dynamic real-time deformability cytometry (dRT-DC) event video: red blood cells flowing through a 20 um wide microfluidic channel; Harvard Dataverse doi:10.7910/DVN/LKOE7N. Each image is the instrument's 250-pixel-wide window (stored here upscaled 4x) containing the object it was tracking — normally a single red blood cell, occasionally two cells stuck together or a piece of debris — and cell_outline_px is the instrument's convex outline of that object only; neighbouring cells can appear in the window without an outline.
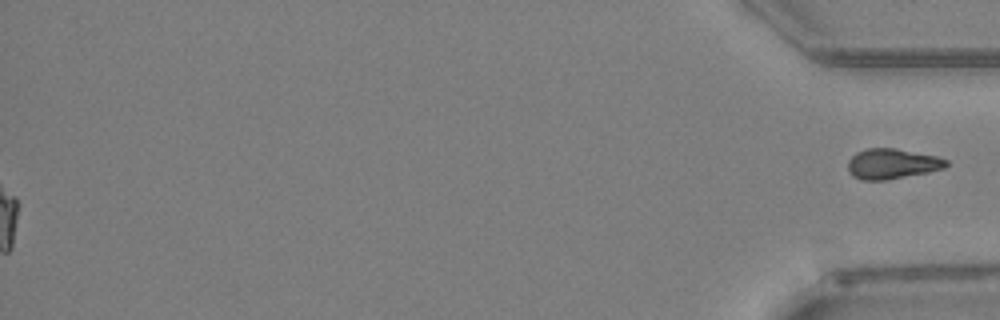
{"species": "Egyptian fruit bat (a non-hibernating species)", "species_latin": "Rousettus aegyptiacus", "temperature_condition": "warm", "stored_images_in_passage": 40, "segment_of_instrument_passage": [2, 2], "camera_frame_rate_fps": 3000, "um_per_image_px": 0.085, "animal": {"sex": "female"}, "frame": {"image": 1, "passage_image": 40, "time_ms": 13.0, "image_size_px": [1000, 320], "cell_outline_px": [[948, 164], [944, 168], [928, 172], [888, 180], [860, 180], [852, 176], [848, 172], [848, 160], [856, 152], [868, 148], [896, 148], [936, 156], [948, 160]], "centroid_in_image_um": [75.8, 13.93], "position_along_channel_um": 359.4, "area_um2": 17.46}}